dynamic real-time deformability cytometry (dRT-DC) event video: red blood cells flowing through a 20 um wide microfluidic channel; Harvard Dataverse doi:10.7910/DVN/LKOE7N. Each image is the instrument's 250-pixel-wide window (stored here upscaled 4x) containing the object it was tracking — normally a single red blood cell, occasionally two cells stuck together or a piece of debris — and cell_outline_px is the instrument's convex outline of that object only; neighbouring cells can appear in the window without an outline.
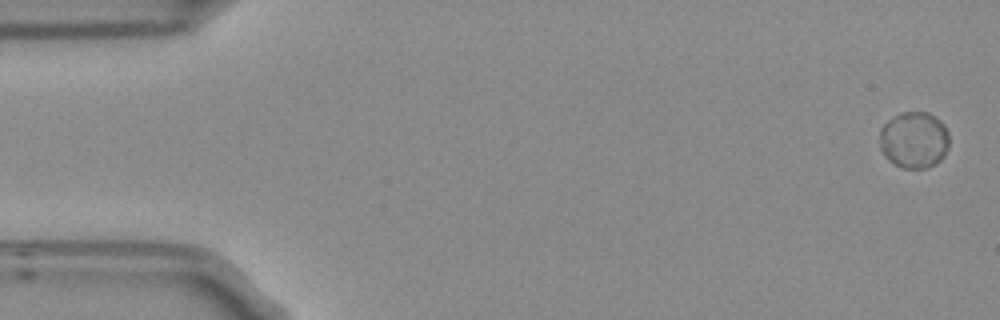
{"species": "Egyptian fruit bat (a non-hibernating species)", "species_latin": "Rousettus aegyptiacus", "temperature_condition": "room temperature", "stored_images_in_passage": 5, "camera_frame_rate_fps": 3000, "um_per_image_px": 0.085, "frame": {"image": 1, "passage_image": 1, "time_ms": 0.0, "image_size_px": [1000, 320], "cell_outline_px": [[948, 148], [944, 156], [936, 164], [928, 168], [900, 168], [892, 164], [884, 156], [880, 148], [880, 128], [892, 116], [900, 112], [928, 112], [940, 120], [944, 124], [948, 132]], "centroid_in_image_um": [77.68, 11.9], "position_along_channel_um": 7.3, "area_um2": 23.35}}